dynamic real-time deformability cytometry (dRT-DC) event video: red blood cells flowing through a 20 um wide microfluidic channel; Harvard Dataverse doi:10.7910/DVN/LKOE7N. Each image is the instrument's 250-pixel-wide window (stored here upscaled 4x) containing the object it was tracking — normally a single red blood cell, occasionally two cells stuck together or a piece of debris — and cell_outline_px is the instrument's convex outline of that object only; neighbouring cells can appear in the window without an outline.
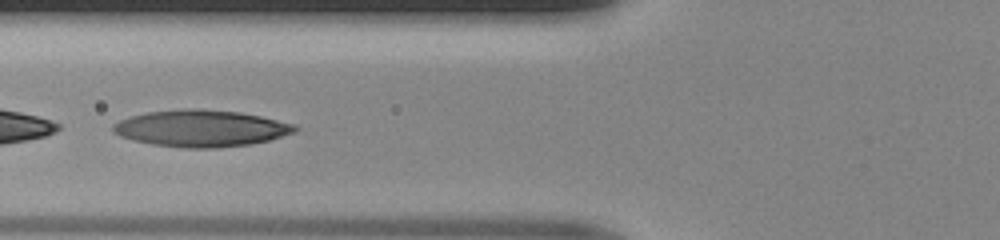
{"species": "human", "species_latin": "Homo sapiens", "temperature_condition": "room temperature", "stored_images_in_passage": 39, "camera_frame_rate_fps": 3000, "um_per_image_px": 0.085, "donor": {"sex": "male"}, "frame": {"image": 1, "passage_image": 12, "time_ms": 3.667, "image_size_px": [1000, 240], "cell_outline_px": [[300, 128], [296, 132], [268, 140], [252, 144], [216, 148], [184, 148], [152, 144], [132, 140], [120, 136], [112, 132], [112, 124], [120, 120], [144, 112], [180, 108], [196, 108], [240, 112], [260, 116], [296, 124]], "centroid_in_image_um": [17.08, 10.9], "position_along_channel_um": 108.7, "area_um2": 39.3}}
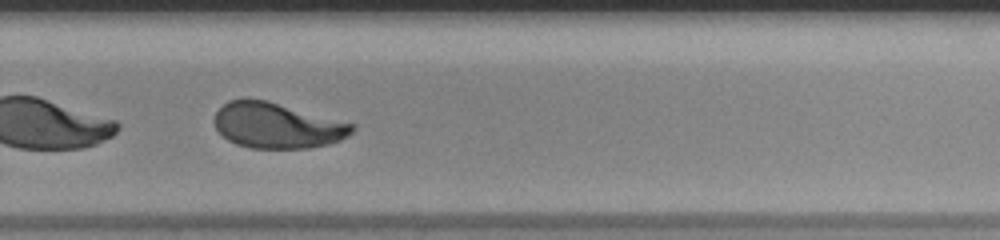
{"frame": {"image": 2, "passage_image": 26, "time_ms": 8.333, "image_size_px": [1000, 240], "cell_outline_px": [[356, 128], [348, 136], [340, 140], [328, 144], [308, 148], [248, 148], [236, 144], [228, 140], [216, 128], [212, 120], [216, 112], [228, 100], [268, 100], [356, 124]], "centroid_in_image_um": [23.57, 10.67], "position_along_channel_um": 306.2, "area_um2": 36.59}}
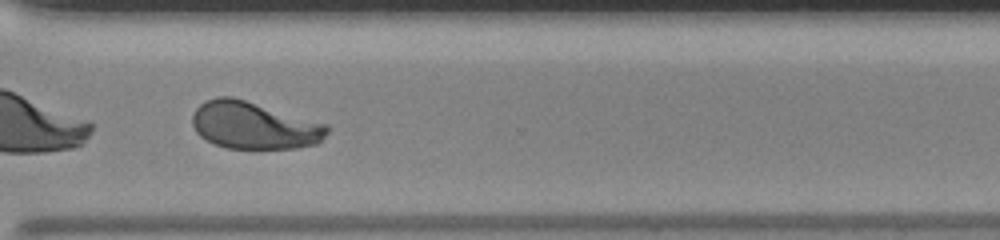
{"frame": {"image": 3, "passage_image": 29, "time_ms": 9.333, "image_size_px": [1000, 240], "cell_outline_px": [[328, 132], [316, 144], [296, 148], [228, 148], [216, 144], [200, 136], [196, 132], [192, 124], [192, 116], [196, 108], [204, 100], [216, 96], [232, 96], [328, 124]], "centroid_in_image_um": [21.57, 10.64], "position_along_channel_um": 349.0, "area_um2": 37.05}}